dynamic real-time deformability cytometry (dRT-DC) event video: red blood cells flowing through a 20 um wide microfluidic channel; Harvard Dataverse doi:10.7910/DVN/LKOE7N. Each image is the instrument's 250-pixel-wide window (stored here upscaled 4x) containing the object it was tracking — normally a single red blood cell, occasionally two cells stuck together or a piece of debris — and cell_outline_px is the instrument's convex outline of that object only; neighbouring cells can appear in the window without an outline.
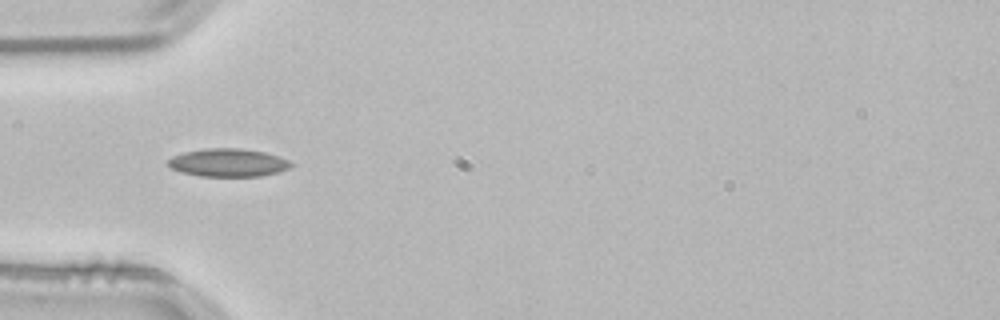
{"species": "common noctule bat (a hibernating species)", "species_latin": "Nyctalus noctula", "temperature_condition": "room temperature", "stored_images_in_passage": 52, "camera_frame_rate_fps": 3000, "um_per_image_px": 0.085, "animal": {"sex": "male", "body_mass_g": 21.5, "forearm_length_mm": 52.0}, "frame": {"image": 1, "passage_image": 16, "time_ms": 5.0, "image_size_px": [1000, 320], "cell_outline_px": [[292, 164], [288, 168], [276, 172], [260, 176], [200, 176], [184, 172], [172, 168], [168, 164], [168, 160], [172, 156], [184, 152], [208, 148], [240, 148], [264, 152], [288, 160]], "centroid_in_image_um": [19.37, 13.82], "position_along_channel_um": 65.6, "area_um2": 19.71}, "authors_computed_cell_mechanics": {"area_um2": 18.4093, "velocity_mm_per_s": 3.8205, "shape_relaxation_time_tau1_ms": null, "shape_relaxation_time_tau2_ms": 3.8053, "deformation_change_tau1": null, "deformation_change_tau2": 0.1001}}